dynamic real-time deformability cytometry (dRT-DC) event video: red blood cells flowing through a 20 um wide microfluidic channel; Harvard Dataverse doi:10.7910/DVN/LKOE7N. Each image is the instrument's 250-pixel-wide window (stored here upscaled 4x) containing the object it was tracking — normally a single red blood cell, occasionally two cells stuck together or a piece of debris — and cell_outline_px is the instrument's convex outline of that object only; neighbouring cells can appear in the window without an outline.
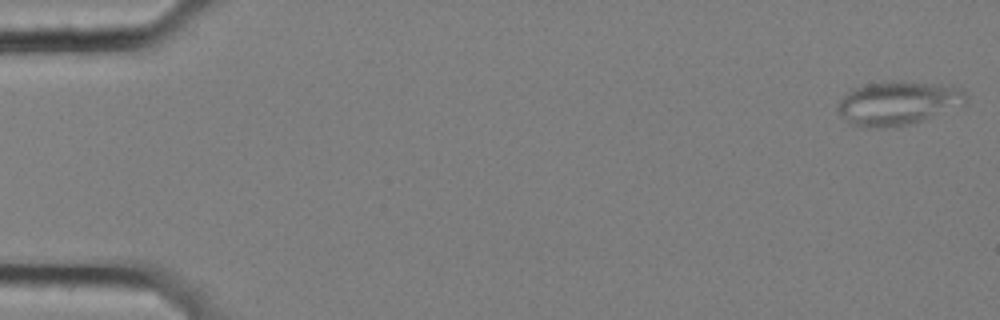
{"species": "common noctule bat (a hibernating species)", "species_latin": "Nyctalus noctula", "temperature_condition": "cold", "stored_images_in_passage": 57, "segment_of_instrument_passage": [1, 2], "camera_frame_rate_fps": 3000, "um_per_image_px": 0.085, "animal": {"sex": "female", "body_mass_g": 25.1}, "frame": {"image": 1, "passage_image": 1, "time_ms": 0.0, "image_size_px": [1000, 320], "cell_outline_px": [[968, 104], [908, 124], [884, 128], [864, 128], [848, 124], [836, 108], [836, 104], [852, 88], [868, 84], [888, 80], [900, 80], [952, 84], [964, 88], [968, 96]], "centroid_in_image_um": [76.38, 8.73], "position_along_channel_um": 8.6, "area_um2": 33.64}}